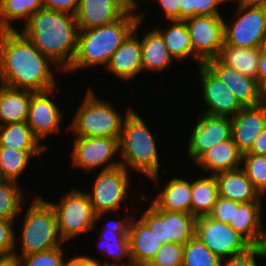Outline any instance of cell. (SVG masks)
Listing matches in <instances>:
<instances>
[{
    "mask_svg": "<svg viewBox=\"0 0 266 266\" xmlns=\"http://www.w3.org/2000/svg\"><path fill=\"white\" fill-rule=\"evenodd\" d=\"M49 63L20 31H0V84L33 92L56 89Z\"/></svg>",
    "mask_w": 266,
    "mask_h": 266,
    "instance_id": "cell-1",
    "label": "cell"
},
{
    "mask_svg": "<svg viewBox=\"0 0 266 266\" xmlns=\"http://www.w3.org/2000/svg\"><path fill=\"white\" fill-rule=\"evenodd\" d=\"M21 33L56 67L65 72L69 69L79 33L75 15L42 8L29 18Z\"/></svg>",
    "mask_w": 266,
    "mask_h": 266,
    "instance_id": "cell-2",
    "label": "cell"
},
{
    "mask_svg": "<svg viewBox=\"0 0 266 266\" xmlns=\"http://www.w3.org/2000/svg\"><path fill=\"white\" fill-rule=\"evenodd\" d=\"M139 19V13L128 10L112 23L79 30L76 54L66 73L95 66L106 67L111 56L134 30Z\"/></svg>",
    "mask_w": 266,
    "mask_h": 266,
    "instance_id": "cell-3",
    "label": "cell"
},
{
    "mask_svg": "<svg viewBox=\"0 0 266 266\" xmlns=\"http://www.w3.org/2000/svg\"><path fill=\"white\" fill-rule=\"evenodd\" d=\"M147 124L132 108H128L119 138L120 165L144 174L153 182L159 180V154Z\"/></svg>",
    "mask_w": 266,
    "mask_h": 266,
    "instance_id": "cell-4",
    "label": "cell"
},
{
    "mask_svg": "<svg viewBox=\"0 0 266 266\" xmlns=\"http://www.w3.org/2000/svg\"><path fill=\"white\" fill-rule=\"evenodd\" d=\"M90 88L79 105L71 125L67 127L78 137L120 138L123 114L109 101L101 100Z\"/></svg>",
    "mask_w": 266,
    "mask_h": 266,
    "instance_id": "cell-5",
    "label": "cell"
},
{
    "mask_svg": "<svg viewBox=\"0 0 266 266\" xmlns=\"http://www.w3.org/2000/svg\"><path fill=\"white\" fill-rule=\"evenodd\" d=\"M23 220L22 254L21 256L17 255L15 251L13 256L23 257L56 248L64 243L58 232L55 210L42 196H38L32 201Z\"/></svg>",
    "mask_w": 266,
    "mask_h": 266,
    "instance_id": "cell-6",
    "label": "cell"
},
{
    "mask_svg": "<svg viewBox=\"0 0 266 266\" xmlns=\"http://www.w3.org/2000/svg\"><path fill=\"white\" fill-rule=\"evenodd\" d=\"M49 203L55 210L58 232L64 243L85 232H90L95 223L102 220V217L95 213L86 191L75 187L61 196L58 203Z\"/></svg>",
    "mask_w": 266,
    "mask_h": 266,
    "instance_id": "cell-7",
    "label": "cell"
},
{
    "mask_svg": "<svg viewBox=\"0 0 266 266\" xmlns=\"http://www.w3.org/2000/svg\"><path fill=\"white\" fill-rule=\"evenodd\" d=\"M140 219L162 245L167 243L185 245L195 236L197 218L191 213L166 211L151 202Z\"/></svg>",
    "mask_w": 266,
    "mask_h": 266,
    "instance_id": "cell-8",
    "label": "cell"
},
{
    "mask_svg": "<svg viewBox=\"0 0 266 266\" xmlns=\"http://www.w3.org/2000/svg\"><path fill=\"white\" fill-rule=\"evenodd\" d=\"M128 170L119 165L109 170H101L92 185L89 195L95 213L103 217L105 213L117 212L121 203L128 198L130 186Z\"/></svg>",
    "mask_w": 266,
    "mask_h": 266,
    "instance_id": "cell-9",
    "label": "cell"
},
{
    "mask_svg": "<svg viewBox=\"0 0 266 266\" xmlns=\"http://www.w3.org/2000/svg\"><path fill=\"white\" fill-rule=\"evenodd\" d=\"M231 23L224 22V42L234 47L261 48L266 35V8L238 5Z\"/></svg>",
    "mask_w": 266,
    "mask_h": 266,
    "instance_id": "cell-10",
    "label": "cell"
},
{
    "mask_svg": "<svg viewBox=\"0 0 266 266\" xmlns=\"http://www.w3.org/2000/svg\"><path fill=\"white\" fill-rule=\"evenodd\" d=\"M195 236L221 260L245 253L252 247L228 223L208 215L197 218Z\"/></svg>",
    "mask_w": 266,
    "mask_h": 266,
    "instance_id": "cell-11",
    "label": "cell"
},
{
    "mask_svg": "<svg viewBox=\"0 0 266 266\" xmlns=\"http://www.w3.org/2000/svg\"><path fill=\"white\" fill-rule=\"evenodd\" d=\"M223 15L193 16L185 19L191 44L193 59L198 66L218 57L224 43Z\"/></svg>",
    "mask_w": 266,
    "mask_h": 266,
    "instance_id": "cell-12",
    "label": "cell"
},
{
    "mask_svg": "<svg viewBox=\"0 0 266 266\" xmlns=\"http://www.w3.org/2000/svg\"><path fill=\"white\" fill-rule=\"evenodd\" d=\"M73 142L70 156L74 168L91 171L103 166L102 170H109L120 165V160H113L119 152V138L75 136Z\"/></svg>",
    "mask_w": 266,
    "mask_h": 266,
    "instance_id": "cell-13",
    "label": "cell"
},
{
    "mask_svg": "<svg viewBox=\"0 0 266 266\" xmlns=\"http://www.w3.org/2000/svg\"><path fill=\"white\" fill-rule=\"evenodd\" d=\"M198 68L202 100L208 107L201 113L230 118L235 116L244 106L205 64H200Z\"/></svg>",
    "mask_w": 266,
    "mask_h": 266,
    "instance_id": "cell-14",
    "label": "cell"
},
{
    "mask_svg": "<svg viewBox=\"0 0 266 266\" xmlns=\"http://www.w3.org/2000/svg\"><path fill=\"white\" fill-rule=\"evenodd\" d=\"M231 138V118L201 113L188 141V156L196 161L214 145Z\"/></svg>",
    "mask_w": 266,
    "mask_h": 266,
    "instance_id": "cell-15",
    "label": "cell"
},
{
    "mask_svg": "<svg viewBox=\"0 0 266 266\" xmlns=\"http://www.w3.org/2000/svg\"><path fill=\"white\" fill-rule=\"evenodd\" d=\"M54 90L34 92L31 96L26 122L40 142L49 135L60 132L63 113L49 96Z\"/></svg>",
    "mask_w": 266,
    "mask_h": 266,
    "instance_id": "cell-16",
    "label": "cell"
},
{
    "mask_svg": "<svg viewBox=\"0 0 266 266\" xmlns=\"http://www.w3.org/2000/svg\"><path fill=\"white\" fill-rule=\"evenodd\" d=\"M145 13L139 12L140 19L136 23L134 30L114 52L105 67L109 73L111 72L120 80H131L142 72L141 41L137 36V31L140 24L145 20Z\"/></svg>",
    "mask_w": 266,
    "mask_h": 266,
    "instance_id": "cell-17",
    "label": "cell"
},
{
    "mask_svg": "<svg viewBox=\"0 0 266 266\" xmlns=\"http://www.w3.org/2000/svg\"><path fill=\"white\" fill-rule=\"evenodd\" d=\"M266 127V108L261 104L243 107L231 117V137L242 154L248 153Z\"/></svg>",
    "mask_w": 266,
    "mask_h": 266,
    "instance_id": "cell-18",
    "label": "cell"
},
{
    "mask_svg": "<svg viewBox=\"0 0 266 266\" xmlns=\"http://www.w3.org/2000/svg\"><path fill=\"white\" fill-rule=\"evenodd\" d=\"M205 65L230 89L244 106L260 104V86L257 80L244 76L234 68L227 67L217 58L208 60Z\"/></svg>",
    "mask_w": 266,
    "mask_h": 266,
    "instance_id": "cell-19",
    "label": "cell"
},
{
    "mask_svg": "<svg viewBox=\"0 0 266 266\" xmlns=\"http://www.w3.org/2000/svg\"><path fill=\"white\" fill-rule=\"evenodd\" d=\"M127 11L119 0H79L75 16L79 30H87L112 23Z\"/></svg>",
    "mask_w": 266,
    "mask_h": 266,
    "instance_id": "cell-20",
    "label": "cell"
},
{
    "mask_svg": "<svg viewBox=\"0 0 266 266\" xmlns=\"http://www.w3.org/2000/svg\"><path fill=\"white\" fill-rule=\"evenodd\" d=\"M134 214L128 216V238L133 266H147L155 257L162 244L151 229ZM133 216V217H132Z\"/></svg>",
    "mask_w": 266,
    "mask_h": 266,
    "instance_id": "cell-21",
    "label": "cell"
},
{
    "mask_svg": "<svg viewBox=\"0 0 266 266\" xmlns=\"http://www.w3.org/2000/svg\"><path fill=\"white\" fill-rule=\"evenodd\" d=\"M262 201L239 203L234 208L233 220L229 225L241 235L251 246H256L264 234L262 220Z\"/></svg>",
    "mask_w": 266,
    "mask_h": 266,
    "instance_id": "cell-22",
    "label": "cell"
},
{
    "mask_svg": "<svg viewBox=\"0 0 266 266\" xmlns=\"http://www.w3.org/2000/svg\"><path fill=\"white\" fill-rule=\"evenodd\" d=\"M242 155L231 137L205 151L194 163L203 168V171H211V175H216L241 168Z\"/></svg>",
    "mask_w": 266,
    "mask_h": 266,
    "instance_id": "cell-23",
    "label": "cell"
},
{
    "mask_svg": "<svg viewBox=\"0 0 266 266\" xmlns=\"http://www.w3.org/2000/svg\"><path fill=\"white\" fill-rule=\"evenodd\" d=\"M219 196L238 203L263 201L241 168L217 173Z\"/></svg>",
    "mask_w": 266,
    "mask_h": 266,
    "instance_id": "cell-24",
    "label": "cell"
},
{
    "mask_svg": "<svg viewBox=\"0 0 266 266\" xmlns=\"http://www.w3.org/2000/svg\"><path fill=\"white\" fill-rule=\"evenodd\" d=\"M34 92L0 85V126L26 122L29 104Z\"/></svg>",
    "mask_w": 266,
    "mask_h": 266,
    "instance_id": "cell-25",
    "label": "cell"
},
{
    "mask_svg": "<svg viewBox=\"0 0 266 266\" xmlns=\"http://www.w3.org/2000/svg\"><path fill=\"white\" fill-rule=\"evenodd\" d=\"M152 202L166 211L191 213V182L182 177L168 180Z\"/></svg>",
    "mask_w": 266,
    "mask_h": 266,
    "instance_id": "cell-26",
    "label": "cell"
},
{
    "mask_svg": "<svg viewBox=\"0 0 266 266\" xmlns=\"http://www.w3.org/2000/svg\"><path fill=\"white\" fill-rule=\"evenodd\" d=\"M141 62L142 71L161 72L172 64L173 56L168 51L161 34L153 29L142 36Z\"/></svg>",
    "mask_w": 266,
    "mask_h": 266,
    "instance_id": "cell-27",
    "label": "cell"
},
{
    "mask_svg": "<svg viewBox=\"0 0 266 266\" xmlns=\"http://www.w3.org/2000/svg\"><path fill=\"white\" fill-rule=\"evenodd\" d=\"M261 48L234 47L223 43L217 59L244 76L257 80Z\"/></svg>",
    "mask_w": 266,
    "mask_h": 266,
    "instance_id": "cell-28",
    "label": "cell"
},
{
    "mask_svg": "<svg viewBox=\"0 0 266 266\" xmlns=\"http://www.w3.org/2000/svg\"><path fill=\"white\" fill-rule=\"evenodd\" d=\"M219 197L215 175L191 182V214L198 218L208 215Z\"/></svg>",
    "mask_w": 266,
    "mask_h": 266,
    "instance_id": "cell-29",
    "label": "cell"
},
{
    "mask_svg": "<svg viewBox=\"0 0 266 266\" xmlns=\"http://www.w3.org/2000/svg\"><path fill=\"white\" fill-rule=\"evenodd\" d=\"M34 136L27 122L0 126V147L18 150H47L46 144Z\"/></svg>",
    "mask_w": 266,
    "mask_h": 266,
    "instance_id": "cell-30",
    "label": "cell"
},
{
    "mask_svg": "<svg viewBox=\"0 0 266 266\" xmlns=\"http://www.w3.org/2000/svg\"><path fill=\"white\" fill-rule=\"evenodd\" d=\"M169 22L172 24L169 25L168 29L155 28L161 34L168 51L174 60L183 61L184 58L190 57L193 59V47L185 21L169 20Z\"/></svg>",
    "mask_w": 266,
    "mask_h": 266,
    "instance_id": "cell-31",
    "label": "cell"
},
{
    "mask_svg": "<svg viewBox=\"0 0 266 266\" xmlns=\"http://www.w3.org/2000/svg\"><path fill=\"white\" fill-rule=\"evenodd\" d=\"M46 150H18L0 147V176L5 181L18 183V179L33 156H41Z\"/></svg>",
    "mask_w": 266,
    "mask_h": 266,
    "instance_id": "cell-32",
    "label": "cell"
},
{
    "mask_svg": "<svg viewBox=\"0 0 266 266\" xmlns=\"http://www.w3.org/2000/svg\"><path fill=\"white\" fill-rule=\"evenodd\" d=\"M44 8V0H0V31L17 30L12 21L25 20Z\"/></svg>",
    "mask_w": 266,
    "mask_h": 266,
    "instance_id": "cell-33",
    "label": "cell"
},
{
    "mask_svg": "<svg viewBox=\"0 0 266 266\" xmlns=\"http://www.w3.org/2000/svg\"><path fill=\"white\" fill-rule=\"evenodd\" d=\"M19 183L12 181H0V217L10 221L20 214L24 193L21 191ZM18 214V215H17Z\"/></svg>",
    "mask_w": 266,
    "mask_h": 266,
    "instance_id": "cell-34",
    "label": "cell"
},
{
    "mask_svg": "<svg viewBox=\"0 0 266 266\" xmlns=\"http://www.w3.org/2000/svg\"><path fill=\"white\" fill-rule=\"evenodd\" d=\"M221 259L197 237H192L183 250L182 266H220Z\"/></svg>",
    "mask_w": 266,
    "mask_h": 266,
    "instance_id": "cell-35",
    "label": "cell"
},
{
    "mask_svg": "<svg viewBox=\"0 0 266 266\" xmlns=\"http://www.w3.org/2000/svg\"><path fill=\"white\" fill-rule=\"evenodd\" d=\"M242 165L247 178L261 197L266 195V156L245 153L242 155Z\"/></svg>",
    "mask_w": 266,
    "mask_h": 266,
    "instance_id": "cell-36",
    "label": "cell"
},
{
    "mask_svg": "<svg viewBox=\"0 0 266 266\" xmlns=\"http://www.w3.org/2000/svg\"><path fill=\"white\" fill-rule=\"evenodd\" d=\"M61 246L19 257V266H65ZM64 259V260H63Z\"/></svg>",
    "mask_w": 266,
    "mask_h": 266,
    "instance_id": "cell-37",
    "label": "cell"
},
{
    "mask_svg": "<svg viewBox=\"0 0 266 266\" xmlns=\"http://www.w3.org/2000/svg\"><path fill=\"white\" fill-rule=\"evenodd\" d=\"M100 244L99 248L102 253L109 258H112L114 261L111 263L107 259L103 261L107 266H131L132 259L130 255V244L129 242H108L104 239L99 238ZM126 257L128 261L122 262ZM121 261V262H120Z\"/></svg>",
    "mask_w": 266,
    "mask_h": 266,
    "instance_id": "cell-38",
    "label": "cell"
},
{
    "mask_svg": "<svg viewBox=\"0 0 266 266\" xmlns=\"http://www.w3.org/2000/svg\"><path fill=\"white\" fill-rule=\"evenodd\" d=\"M184 245L163 244L147 266H182Z\"/></svg>",
    "mask_w": 266,
    "mask_h": 266,
    "instance_id": "cell-39",
    "label": "cell"
},
{
    "mask_svg": "<svg viewBox=\"0 0 266 266\" xmlns=\"http://www.w3.org/2000/svg\"><path fill=\"white\" fill-rule=\"evenodd\" d=\"M122 220H115L114 222L111 220L109 223H106L105 227H103L102 232L99 238L104 239L108 242H129L128 238V216L126 214ZM113 222V223H111Z\"/></svg>",
    "mask_w": 266,
    "mask_h": 266,
    "instance_id": "cell-40",
    "label": "cell"
},
{
    "mask_svg": "<svg viewBox=\"0 0 266 266\" xmlns=\"http://www.w3.org/2000/svg\"><path fill=\"white\" fill-rule=\"evenodd\" d=\"M14 221L0 217V257L13 256L16 247Z\"/></svg>",
    "mask_w": 266,
    "mask_h": 266,
    "instance_id": "cell-41",
    "label": "cell"
},
{
    "mask_svg": "<svg viewBox=\"0 0 266 266\" xmlns=\"http://www.w3.org/2000/svg\"><path fill=\"white\" fill-rule=\"evenodd\" d=\"M238 204V202L219 196L208 216L229 224L233 220L234 208H237Z\"/></svg>",
    "mask_w": 266,
    "mask_h": 266,
    "instance_id": "cell-42",
    "label": "cell"
},
{
    "mask_svg": "<svg viewBox=\"0 0 266 266\" xmlns=\"http://www.w3.org/2000/svg\"><path fill=\"white\" fill-rule=\"evenodd\" d=\"M256 257L261 258L260 253L252 246L245 253L221 260L220 266H258Z\"/></svg>",
    "mask_w": 266,
    "mask_h": 266,
    "instance_id": "cell-43",
    "label": "cell"
},
{
    "mask_svg": "<svg viewBox=\"0 0 266 266\" xmlns=\"http://www.w3.org/2000/svg\"><path fill=\"white\" fill-rule=\"evenodd\" d=\"M79 0H44V8L58 12L76 15Z\"/></svg>",
    "mask_w": 266,
    "mask_h": 266,
    "instance_id": "cell-44",
    "label": "cell"
},
{
    "mask_svg": "<svg viewBox=\"0 0 266 266\" xmlns=\"http://www.w3.org/2000/svg\"><path fill=\"white\" fill-rule=\"evenodd\" d=\"M230 0H196V16L221 15L218 7Z\"/></svg>",
    "mask_w": 266,
    "mask_h": 266,
    "instance_id": "cell-45",
    "label": "cell"
},
{
    "mask_svg": "<svg viewBox=\"0 0 266 266\" xmlns=\"http://www.w3.org/2000/svg\"><path fill=\"white\" fill-rule=\"evenodd\" d=\"M147 2V0H145ZM158 2L167 20H180V0H148Z\"/></svg>",
    "mask_w": 266,
    "mask_h": 266,
    "instance_id": "cell-46",
    "label": "cell"
},
{
    "mask_svg": "<svg viewBox=\"0 0 266 266\" xmlns=\"http://www.w3.org/2000/svg\"><path fill=\"white\" fill-rule=\"evenodd\" d=\"M101 261L96 258H92L86 255H77L76 257L67 260L65 262V266H107L104 263H100Z\"/></svg>",
    "mask_w": 266,
    "mask_h": 266,
    "instance_id": "cell-47",
    "label": "cell"
},
{
    "mask_svg": "<svg viewBox=\"0 0 266 266\" xmlns=\"http://www.w3.org/2000/svg\"><path fill=\"white\" fill-rule=\"evenodd\" d=\"M196 16V0H180V20Z\"/></svg>",
    "mask_w": 266,
    "mask_h": 266,
    "instance_id": "cell-48",
    "label": "cell"
},
{
    "mask_svg": "<svg viewBox=\"0 0 266 266\" xmlns=\"http://www.w3.org/2000/svg\"><path fill=\"white\" fill-rule=\"evenodd\" d=\"M248 153L256 155L266 156V127L265 129L256 137L253 146Z\"/></svg>",
    "mask_w": 266,
    "mask_h": 266,
    "instance_id": "cell-49",
    "label": "cell"
},
{
    "mask_svg": "<svg viewBox=\"0 0 266 266\" xmlns=\"http://www.w3.org/2000/svg\"><path fill=\"white\" fill-rule=\"evenodd\" d=\"M257 82L260 87L266 83V53L262 51L258 63Z\"/></svg>",
    "mask_w": 266,
    "mask_h": 266,
    "instance_id": "cell-50",
    "label": "cell"
},
{
    "mask_svg": "<svg viewBox=\"0 0 266 266\" xmlns=\"http://www.w3.org/2000/svg\"><path fill=\"white\" fill-rule=\"evenodd\" d=\"M235 2V0H230ZM240 6H253L266 8V0H236Z\"/></svg>",
    "mask_w": 266,
    "mask_h": 266,
    "instance_id": "cell-51",
    "label": "cell"
},
{
    "mask_svg": "<svg viewBox=\"0 0 266 266\" xmlns=\"http://www.w3.org/2000/svg\"><path fill=\"white\" fill-rule=\"evenodd\" d=\"M255 247L258 249L261 258H266V230Z\"/></svg>",
    "mask_w": 266,
    "mask_h": 266,
    "instance_id": "cell-52",
    "label": "cell"
},
{
    "mask_svg": "<svg viewBox=\"0 0 266 266\" xmlns=\"http://www.w3.org/2000/svg\"><path fill=\"white\" fill-rule=\"evenodd\" d=\"M0 266H19V260L16 256L0 257Z\"/></svg>",
    "mask_w": 266,
    "mask_h": 266,
    "instance_id": "cell-53",
    "label": "cell"
},
{
    "mask_svg": "<svg viewBox=\"0 0 266 266\" xmlns=\"http://www.w3.org/2000/svg\"><path fill=\"white\" fill-rule=\"evenodd\" d=\"M129 11L136 12L140 3L139 1L143 2V0H119Z\"/></svg>",
    "mask_w": 266,
    "mask_h": 266,
    "instance_id": "cell-54",
    "label": "cell"
},
{
    "mask_svg": "<svg viewBox=\"0 0 266 266\" xmlns=\"http://www.w3.org/2000/svg\"><path fill=\"white\" fill-rule=\"evenodd\" d=\"M260 104L266 108V83L260 88Z\"/></svg>",
    "mask_w": 266,
    "mask_h": 266,
    "instance_id": "cell-55",
    "label": "cell"
},
{
    "mask_svg": "<svg viewBox=\"0 0 266 266\" xmlns=\"http://www.w3.org/2000/svg\"><path fill=\"white\" fill-rule=\"evenodd\" d=\"M261 51L266 53V35H265L263 42H262Z\"/></svg>",
    "mask_w": 266,
    "mask_h": 266,
    "instance_id": "cell-56",
    "label": "cell"
}]
</instances>
